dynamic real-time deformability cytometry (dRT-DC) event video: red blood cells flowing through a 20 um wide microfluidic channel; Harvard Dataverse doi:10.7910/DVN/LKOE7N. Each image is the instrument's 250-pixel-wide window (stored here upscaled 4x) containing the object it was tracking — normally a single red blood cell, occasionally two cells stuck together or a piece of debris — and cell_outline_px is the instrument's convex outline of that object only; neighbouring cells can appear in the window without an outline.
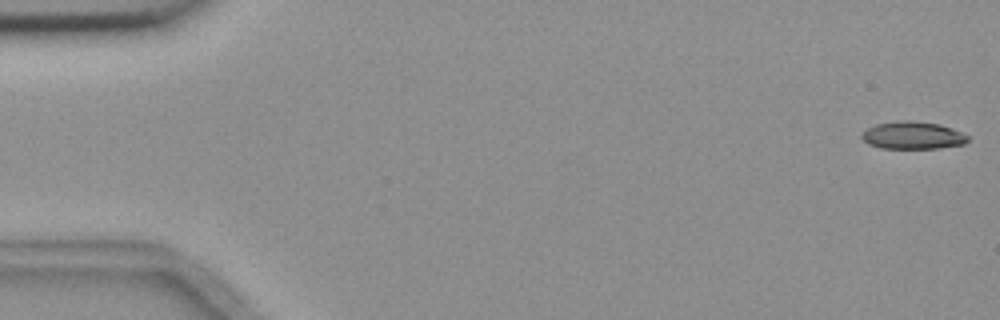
{"species": "common noctule bat (a hibernating species)", "species_latin": "Nyctalus noctula", "temperature_condition": "room temperature", "stored_images_in_passage": 5, "camera_frame_rate_fps": 3000, "um_per_image_px": 0.085, "animal": {"sex": "female", "body_mass_g": 18.4}, "frame": {"image": 1, "passage_image": 1, "time_ms": 0.0, "image_size_px": [1000, 320], "cell_outline_px": [[968, 140], [964, 144], [940, 148], [880, 148], [868, 144], [860, 136], [868, 128], [876, 124], [900, 120], [912, 120], [940, 124], [952, 128], [968, 136]], "centroid_in_image_um": [77.58, 11.5], "position_along_channel_um": 7.4, "area_um2": 16.99}}
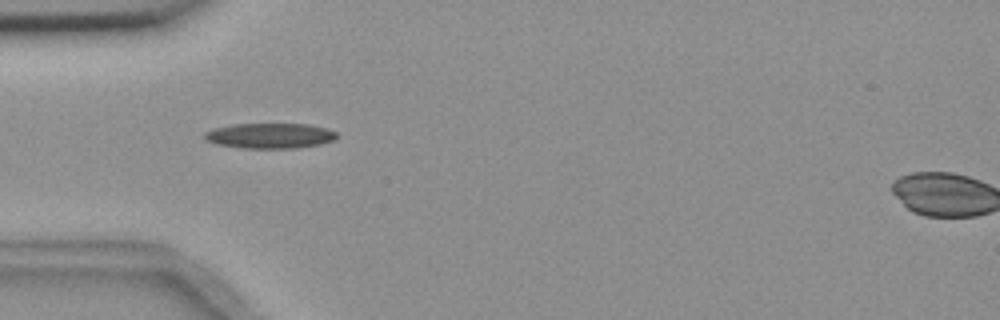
{"frame": {"image": 2, "passage_image": 5, "time_ms": 5.333, "image_size_px": [1000, 320], "cell_outline_px": [[336, 140], [320, 144], [292, 148], [244, 148], [216, 144], [208, 140], [204, 136], [204, 132], [216, 128], [232, 124], [308, 124], [324, 128], [336, 132]], "centroid_in_image_um": [22.95, 11.53], "position_along_channel_um": 62.1, "area_um2": 19.25}}